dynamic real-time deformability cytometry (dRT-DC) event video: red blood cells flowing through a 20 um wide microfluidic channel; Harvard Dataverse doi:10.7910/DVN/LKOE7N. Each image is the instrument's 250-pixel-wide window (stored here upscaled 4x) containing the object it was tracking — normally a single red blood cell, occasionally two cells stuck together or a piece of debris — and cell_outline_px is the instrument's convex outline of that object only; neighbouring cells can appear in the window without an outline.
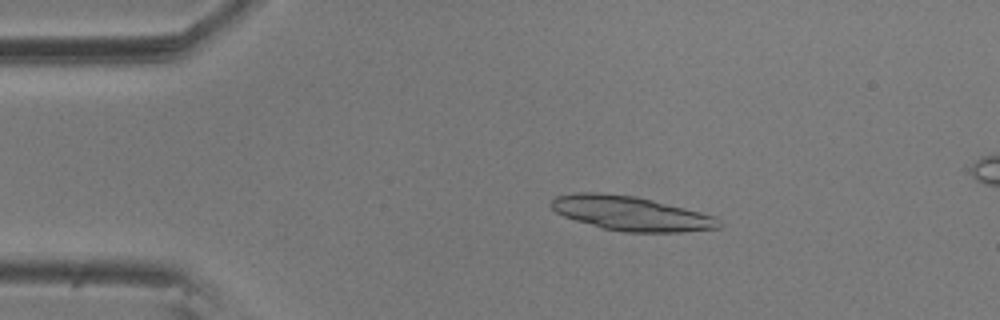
{"species": "common noctule bat (a hibernating species)", "species_latin": "Nyctalus noctula", "temperature_condition": "room temperature", "stored_images_in_passage": 56, "camera_frame_rate_fps": 3000, "um_per_image_px": 0.085, "animal": {"sex": "male", "body_mass_g": 20.5, "forearm_length_mm": 52.5}, "frame": {"image": 1, "passage_image": 10, "time_ms": 3.0, "image_size_px": [1000, 320], "cell_outline_px": [[724, 224], [720, 228], [680, 232], [624, 232], [604, 228], [576, 220], [564, 216], [556, 212], [548, 204], [556, 196], [576, 192], [600, 192], [636, 196], [700, 212], [712, 216], [720, 220]], "centroid_in_image_um": [53.62, 18.13], "position_along_channel_um": 31.4, "area_um2": 33.47}}